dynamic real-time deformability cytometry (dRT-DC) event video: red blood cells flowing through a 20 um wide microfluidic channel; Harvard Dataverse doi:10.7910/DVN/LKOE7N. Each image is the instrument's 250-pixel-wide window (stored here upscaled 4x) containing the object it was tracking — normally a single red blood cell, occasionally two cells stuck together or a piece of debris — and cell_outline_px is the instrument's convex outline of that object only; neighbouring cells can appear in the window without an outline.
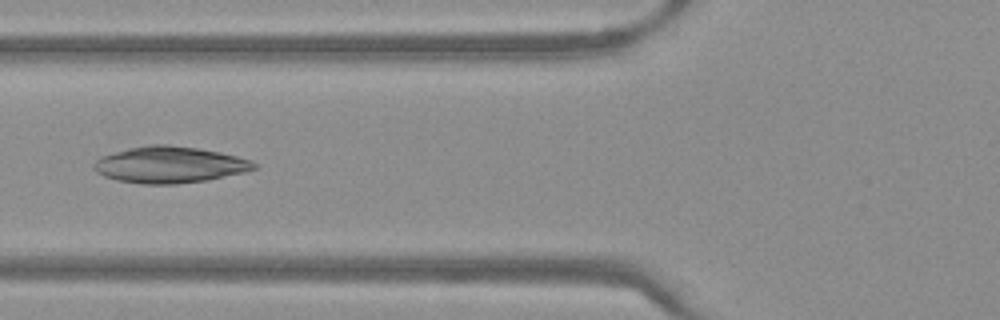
{"species": "Egyptian fruit bat (a non-hibernating species)", "species_latin": "Rousettus aegyptiacus", "temperature_condition": "warm", "stored_images_in_passage": 50, "camera_frame_rate_fps": 3000, "um_per_image_px": 0.085, "frame": {"image": 1, "passage_image": 20, "time_ms": 6.333, "image_size_px": [1000, 320], "cell_outline_px": [[256, 168], [244, 172], [208, 180], [176, 184], [140, 184], [116, 180], [104, 176], [96, 172], [92, 168], [92, 164], [100, 156], [128, 148], [148, 144], [168, 144], [196, 148], [220, 152], [252, 160], [256, 164]], "centroid_in_image_um": [14.37, 14.0], "position_along_channel_um": 111.4, "area_um2": 34.22}}
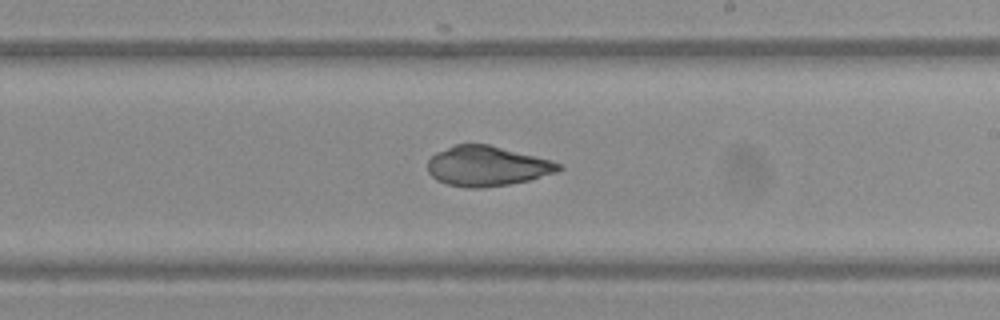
{"frame": {"image": 2, "passage_image": 30, "time_ms": 9.667, "image_size_px": [1000, 320], "cell_outline_px": [[564, 168], [556, 172], [528, 180], [508, 184], [480, 188], [468, 188], [448, 184], [436, 180], [428, 172], [428, 160], [436, 152], [456, 144], [488, 144], [552, 160], [564, 164]], "centroid_in_image_um": [41.41, 14.11], "position_along_channel_um": 247.6, "area_um2": 30.46}}
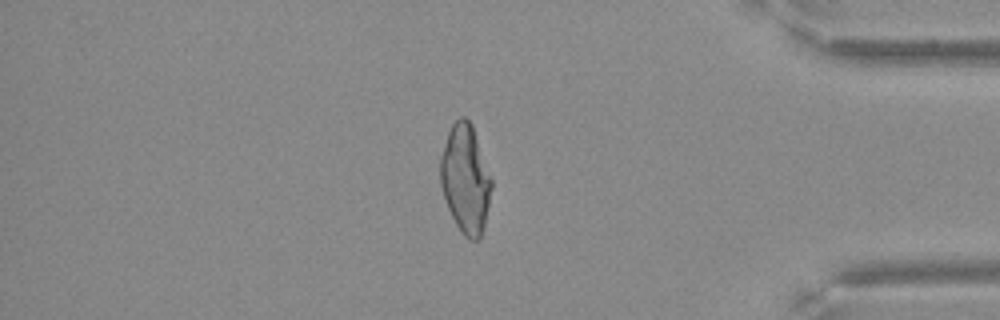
{"frame": {"image": 3, "passage_image": 43, "time_ms": 14.0, "image_size_px": [1000, 320], "cell_outline_px": [[492, 188], [484, 228], [480, 240], [472, 240], [464, 236], [456, 224], [448, 208], [440, 184], [440, 156], [448, 132], [452, 124], [460, 116], [464, 116], [472, 124], [492, 180]], "centroid_in_image_um": [39.57, 15.22], "position_along_channel_um": 395.6, "area_um2": 32.31}}